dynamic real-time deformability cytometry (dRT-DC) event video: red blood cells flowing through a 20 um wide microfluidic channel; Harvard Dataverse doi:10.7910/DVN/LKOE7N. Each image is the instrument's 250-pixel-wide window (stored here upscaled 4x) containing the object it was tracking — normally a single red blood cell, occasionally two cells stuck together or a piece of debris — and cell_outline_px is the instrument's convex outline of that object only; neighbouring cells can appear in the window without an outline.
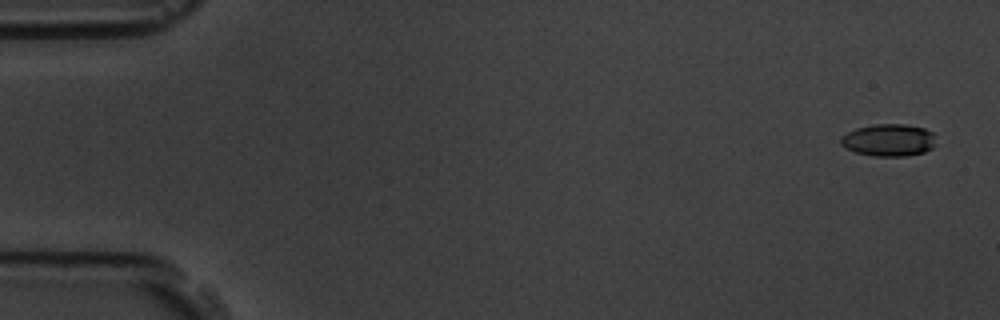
{"species": "common noctule bat (a hibernating species)", "species_latin": "Nyctalus noctula", "temperature_condition": "room temperature", "stored_images_in_passage": 4, "camera_frame_rate_fps": 3000, "um_per_image_px": 0.085, "animal": {"sex": "male", "body_mass_g": 19.5, "forearm_length_mm": 54.6}, "frame": {"image": 1, "passage_image": 1, "time_ms": 0.0, "image_size_px": [1000, 320], "cell_outline_px": [[936, 144], [932, 148], [924, 152], [904, 156], [876, 156], [856, 152], [840, 144], [840, 136], [856, 128], [876, 124], [904, 124], [924, 128], [932, 132]], "centroid_in_image_um": [75.55, 11.9], "position_along_channel_um": 9.5, "area_um2": 17.8}}
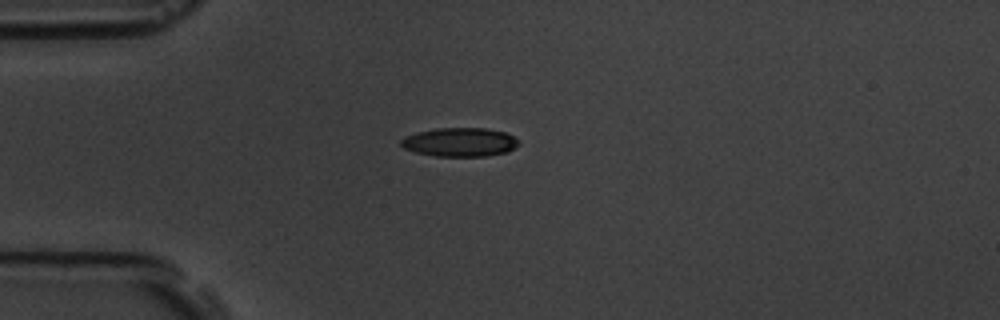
{"frame": {"image": 2, "passage_image": 4, "time_ms": 4.333, "image_size_px": [1000, 320], "cell_outline_px": [[520, 144], [516, 148], [508, 152], [484, 156], [436, 156], [416, 152], [404, 148], [400, 144], [400, 140], [404, 136], [416, 132], [436, 128], [484, 128], [508, 132], [520, 140]], "centroid_in_image_um": [39.13, 12.07], "position_along_channel_um": 45.9, "area_um2": 20.06}}